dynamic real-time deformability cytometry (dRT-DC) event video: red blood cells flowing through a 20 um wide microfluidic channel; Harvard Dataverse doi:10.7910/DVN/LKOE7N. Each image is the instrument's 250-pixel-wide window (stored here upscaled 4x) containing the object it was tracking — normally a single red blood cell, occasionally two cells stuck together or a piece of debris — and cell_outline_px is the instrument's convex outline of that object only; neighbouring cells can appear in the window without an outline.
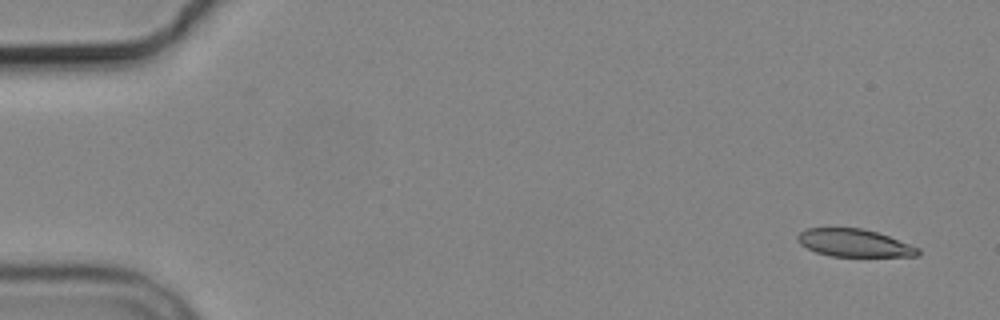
{"species": "common noctule bat (a hibernating species)", "species_latin": "Nyctalus noctula", "temperature_condition": "cold", "stored_images_in_passage": 5, "camera_frame_rate_fps": 3000, "um_per_image_px": 0.085, "animal": {"sex": "male", "body_mass_g": 19.2, "forearm_length_mm": 51.8}, "frame": {"image": 1, "passage_image": 1, "time_ms": 0.0, "image_size_px": [1000, 320], "cell_outline_px": [[920, 252], [916, 256], [828, 256], [816, 252], [800, 244], [796, 240], [796, 236], [800, 232], [808, 228], [864, 228], [888, 236], [920, 248]], "centroid_in_image_um": [72.58, 20.65], "position_along_channel_um": 12.4, "area_um2": 19.31}}
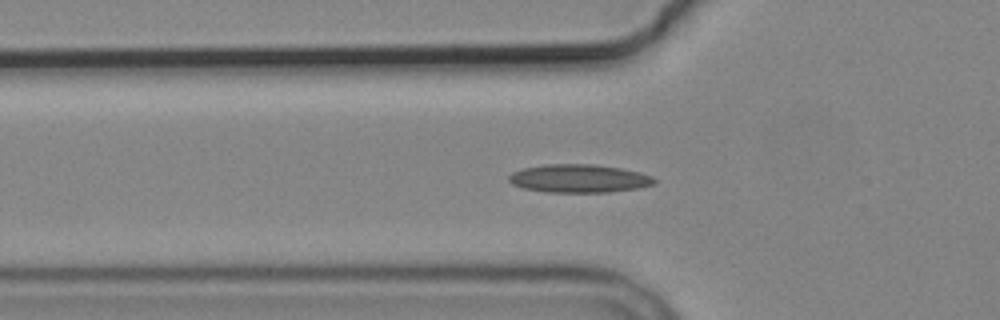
{"frame": {"image": 2, "passage_image": 5, "time_ms": 5.333, "image_size_px": [1000, 320], "cell_outline_px": [[656, 184], [640, 188], [608, 192], [548, 192], [524, 188], [512, 184], [508, 180], [508, 176], [512, 172], [524, 168], [548, 164], [592, 164], [620, 168], [640, 172], [652, 176], [656, 180]], "centroid_in_image_um": [49.24, 15.17], "position_along_channel_um": 76.6, "area_um2": 23.93}}